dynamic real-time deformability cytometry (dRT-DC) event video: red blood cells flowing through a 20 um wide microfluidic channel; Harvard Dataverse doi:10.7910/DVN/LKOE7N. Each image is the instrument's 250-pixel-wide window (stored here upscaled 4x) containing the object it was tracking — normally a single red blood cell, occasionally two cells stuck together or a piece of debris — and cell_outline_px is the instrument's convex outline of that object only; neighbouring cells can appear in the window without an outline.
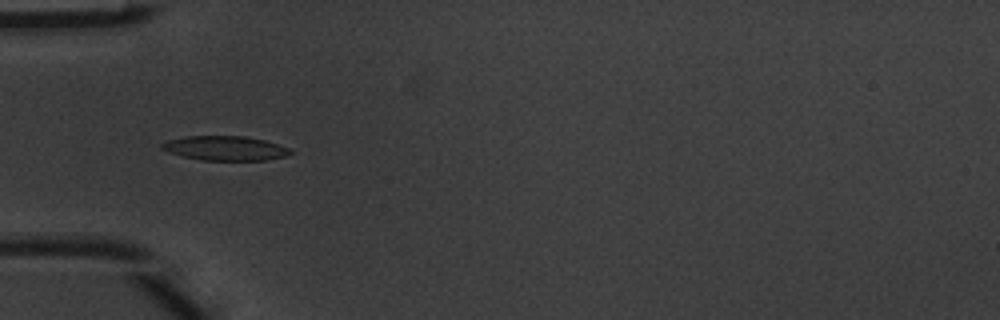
{"species": "common noctule bat (a hibernating species)", "species_latin": "Nyctalus noctula", "temperature_condition": "warm", "stored_images_in_passage": 7, "camera_frame_rate_fps": 3000, "um_per_image_px": 0.085, "animal": {"sex": "male", "body_mass_g": 20.1, "forearm_length_mm": 53.5}, "frame": {"image": 1, "passage_image": 4, "time_ms": 1.0, "image_size_px": [1000, 320], "cell_outline_px": [[296, 152], [288, 156], [264, 160], [200, 160], [168, 152], [160, 148], [160, 144], [168, 140], [184, 136], [244, 136], [264, 140], [288, 148]], "centroid_in_image_um": [19.14, 12.6], "position_along_channel_um": 65.9, "area_um2": 18.32}}
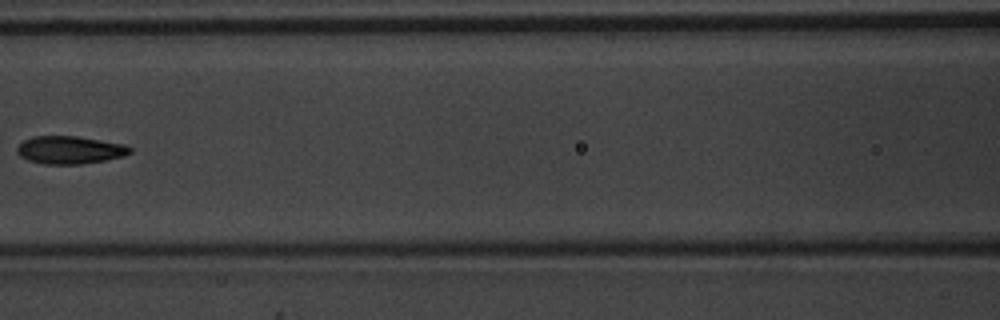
{"frame": {"image": 2, "passage_image": 6, "time_ms": 1.667, "image_size_px": [1000, 320], "cell_outline_px": [[132, 152], [124, 156], [104, 160], [80, 164], [44, 164], [28, 160], [20, 156], [16, 152], [16, 148], [24, 140], [32, 136], [76, 136], [124, 144], [132, 148]], "centroid_in_image_um": [5.92, 12.74], "position_along_channel_um": 160.7, "area_um2": 18.26}}
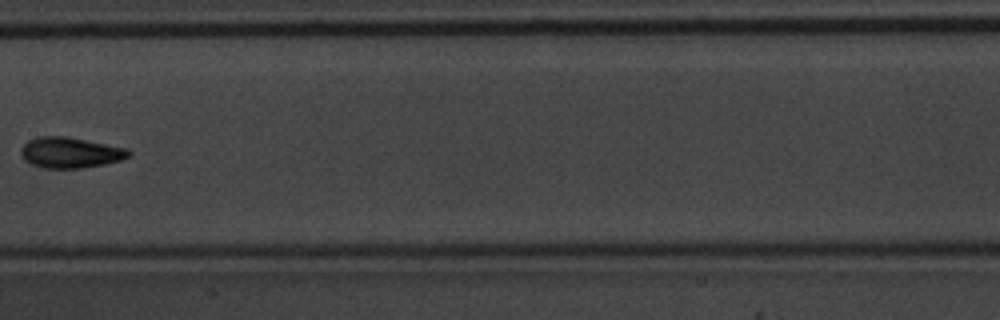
{"frame": {"image": 3, "passage_image": 7, "time_ms": 2.0, "image_size_px": [1000, 320], "cell_outline_px": [[132, 152], [128, 156], [120, 160], [104, 164], [84, 168], [44, 168], [32, 164], [24, 160], [20, 152], [20, 148], [28, 140], [36, 136], [68, 136], [128, 148]], "centroid_in_image_um": [5.96, 12.96], "position_along_channel_um": 201.4, "area_um2": 19.48}}